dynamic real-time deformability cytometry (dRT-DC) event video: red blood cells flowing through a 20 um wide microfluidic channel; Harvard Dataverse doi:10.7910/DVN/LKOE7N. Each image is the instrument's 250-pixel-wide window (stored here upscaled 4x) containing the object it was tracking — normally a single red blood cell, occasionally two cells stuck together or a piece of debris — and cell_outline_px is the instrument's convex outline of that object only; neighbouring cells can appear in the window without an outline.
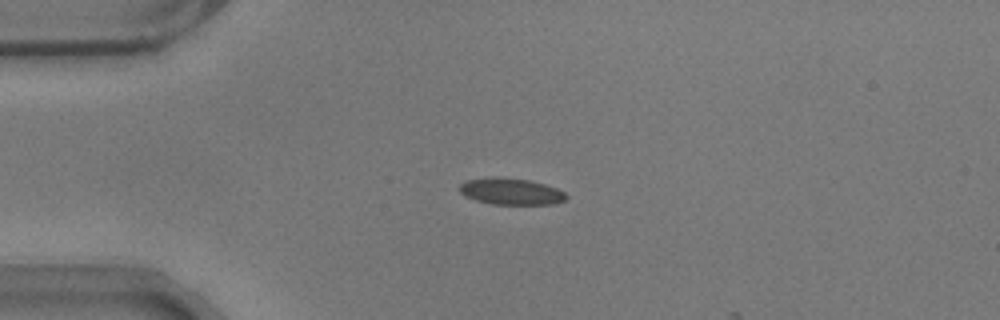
{"species": "common noctule bat (a hibernating species)", "species_latin": "Nyctalus noctula", "temperature_condition": "warm", "stored_images_in_passage": 16, "camera_frame_rate_fps": 3000, "um_per_image_px": 0.085, "animal": {"sex": "male", "body_mass_g": 17.9}, "frame": {"image": 1, "passage_image": 9, "time_ms": 2.667, "image_size_px": [1000, 320], "cell_outline_px": [[568, 196], [564, 200], [552, 204], [492, 204], [476, 200], [464, 196], [456, 188], [464, 180], [496, 176], [500, 176], [528, 180], [544, 184], [556, 188], [564, 192]], "centroid_in_image_um": [43.36, 16.26], "position_along_channel_um": 41.6, "area_um2": 16.65}}